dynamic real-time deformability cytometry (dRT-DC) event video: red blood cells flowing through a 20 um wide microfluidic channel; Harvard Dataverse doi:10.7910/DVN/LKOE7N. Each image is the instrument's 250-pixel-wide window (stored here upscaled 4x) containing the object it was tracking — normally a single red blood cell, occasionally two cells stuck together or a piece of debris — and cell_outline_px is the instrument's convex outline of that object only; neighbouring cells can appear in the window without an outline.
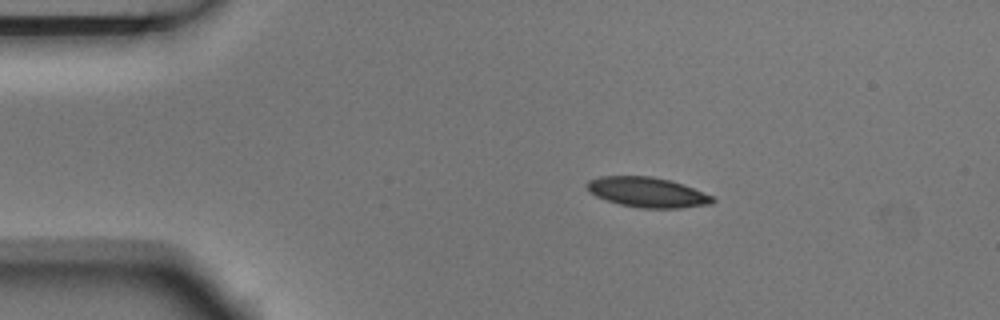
{"species": "Egyptian fruit bat (a non-hibernating species)", "species_latin": "Rousettus aegyptiacus", "temperature_condition": "room temperature", "stored_images_in_passage": 6, "camera_frame_rate_fps": 3000, "um_per_image_px": 0.085, "animal": {"sex": "male"}, "frame": {"image": 1, "passage_image": 2, "time_ms": 0.333, "image_size_px": [1000, 320], "cell_outline_px": [[716, 200], [712, 204], [680, 208], [640, 208], [620, 204], [596, 196], [588, 192], [588, 180], [600, 176], [652, 176], [672, 180], [684, 184], [716, 196]], "centroid_in_image_um": [55.1, 16.34], "position_along_channel_um": 29.9, "area_um2": 22.25}}
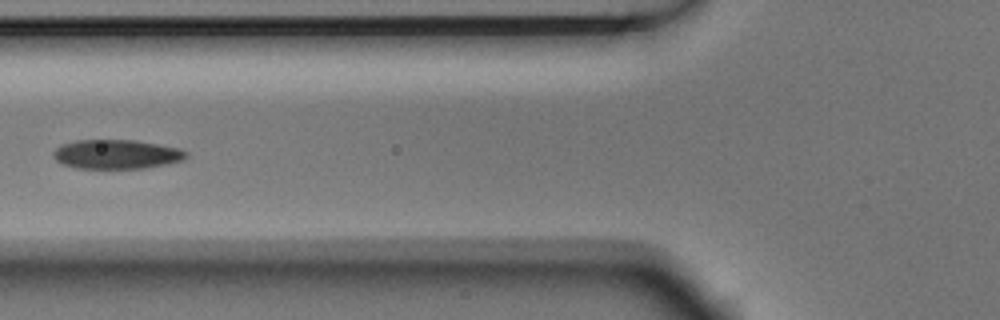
{"frame": {"image": 2, "passage_image": 5, "time_ms": 1.333, "image_size_px": [1000, 320], "cell_outline_px": [[188, 156], [180, 160], [168, 164], [144, 168], [76, 168], [64, 164], [56, 160], [52, 156], [52, 152], [60, 144], [76, 140], [136, 140], [180, 148], [188, 152]], "centroid_in_image_um": [9.89, 13.1], "position_along_channel_um": 115.9, "area_um2": 22.72}}
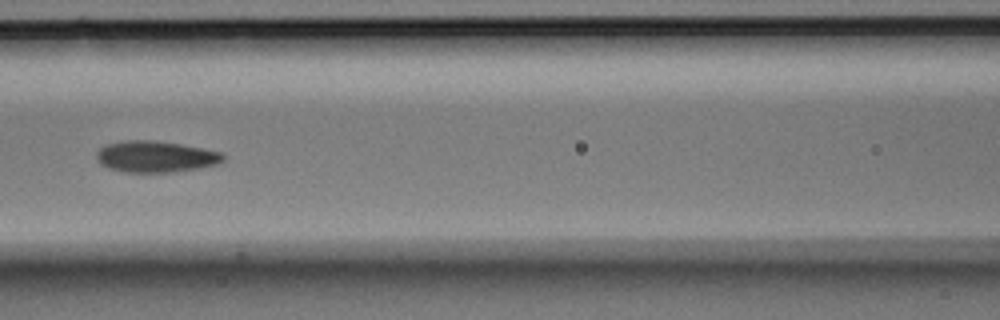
{"frame": {"image": 3, "passage_image": 6, "time_ms": 1.667, "image_size_px": [1000, 320], "cell_outline_px": [[224, 160], [220, 164], [200, 168], [172, 172], [124, 172], [108, 168], [100, 164], [96, 160], [96, 152], [104, 144], [128, 140], [152, 140], [180, 144], [220, 152], [224, 156]], "centroid_in_image_um": [13.19, 13.32], "position_along_channel_um": 153.4, "area_um2": 23.24}}